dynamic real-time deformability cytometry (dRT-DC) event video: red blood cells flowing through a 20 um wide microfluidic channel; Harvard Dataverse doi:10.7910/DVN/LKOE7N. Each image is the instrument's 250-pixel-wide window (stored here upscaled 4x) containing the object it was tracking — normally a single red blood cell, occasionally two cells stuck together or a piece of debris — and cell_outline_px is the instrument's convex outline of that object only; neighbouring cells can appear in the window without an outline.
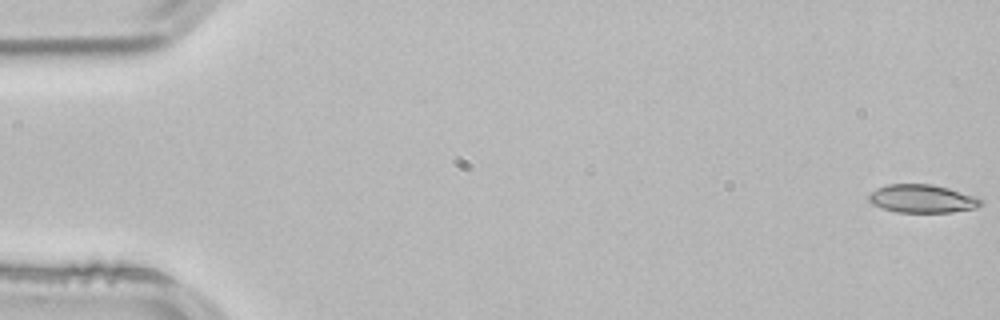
{"species": "common noctule bat (a hibernating species)", "species_latin": "Nyctalus noctula", "temperature_condition": "room temperature", "stored_images_in_passage": 53, "camera_frame_rate_fps": 3000, "um_per_image_px": 0.085, "animal": {"sex": "male", "body_mass_g": 21.5, "forearm_length_mm": 52.0}, "frame": {"image": 1, "passage_image": 1, "time_ms": 0.0, "image_size_px": [1000, 320], "cell_outline_px": [[984, 204], [976, 208], [952, 212], [896, 212], [872, 204], [868, 200], [868, 196], [876, 188], [888, 184], [932, 184], [980, 196], [984, 200]], "centroid_in_image_um": [78.46, 16.88], "position_along_channel_um": 6.5, "area_um2": 18.67}}
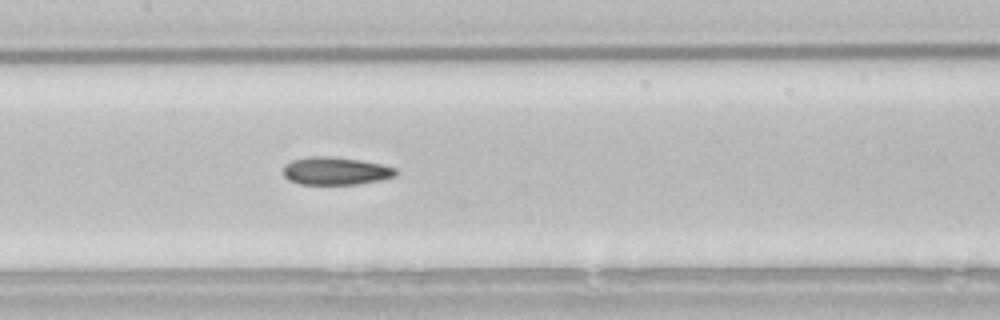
{"frame": {"image": 2, "passage_image": 26, "time_ms": 8.333, "image_size_px": [1000, 320], "cell_outline_px": [[396, 176], [380, 180], [356, 184], [300, 184], [288, 180], [284, 176], [284, 164], [292, 160], [308, 156], [328, 156], [360, 160], [380, 164], [396, 168]], "centroid_in_image_um": [28.5, 14.53], "position_along_channel_um": 178.9, "area_um2": 18.21}}
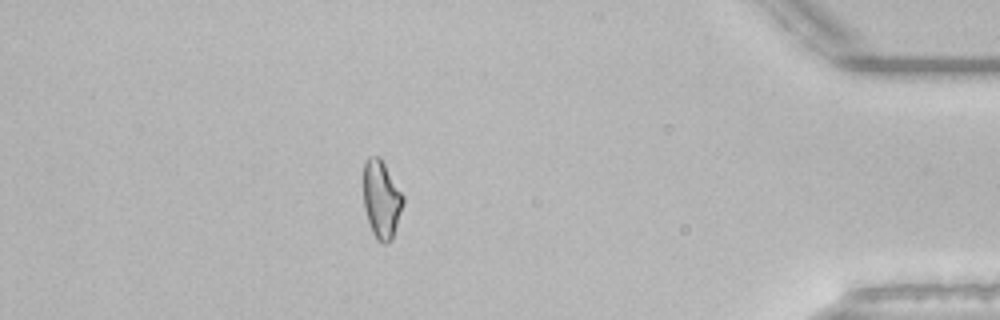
{"frame": {"image": 3, "passage_image": 47, "time_ms": 15.333, "image_size_px": [1000, 320], "cell_outline_px": [[404, 204], [392, 240], [388, 244], [380, 244], [376, 240], [372, 232], [364, 208], [364, 164], [368, 156], [380, 156], [404, 196]], "centroid_in_image_um": [32.44, 16.98], "position_along_channel_um": 402.8, "area_um2": 18.21}, "authors_computed_cell_mechanics": {"area_um2": 18.4382, "velocity_mm_per_s": 3.8512, "shape_relaxation_time_tau1_ms": null, "shape_relaxation_time_tau2_ms": 8.4756, "deformation_change_tau1": null, "deformation_change_tau2": 0.1784}}